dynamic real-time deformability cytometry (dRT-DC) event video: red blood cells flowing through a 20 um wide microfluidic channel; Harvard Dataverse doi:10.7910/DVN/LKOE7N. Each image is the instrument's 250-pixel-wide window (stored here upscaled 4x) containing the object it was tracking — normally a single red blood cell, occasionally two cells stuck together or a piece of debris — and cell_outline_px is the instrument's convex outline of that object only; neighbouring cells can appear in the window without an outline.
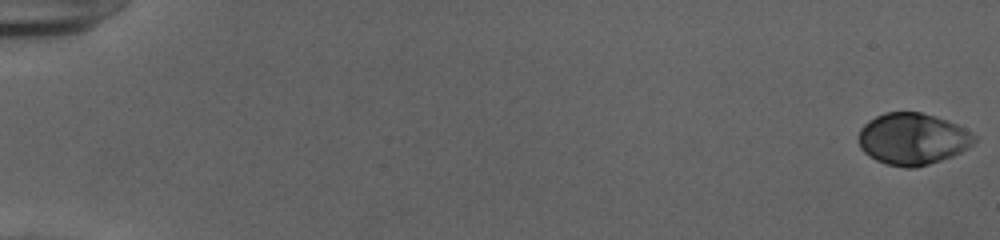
{"species": "human", "species_latin": "Homo sapiens", "temperature_condition": "cold", "stored_images_in_passage": 54, "camera_frame_rate_fps": 3000, "um_per_image_px": 0.085, "donor": {"sex": "female"}, "frame": {"image": 1, "passage_image": 1, "time_ms": 0.0, "image_size_px": [1000, 240], "cell_outline_px": [[976, 140], [968, 148], [952, 156], [916, 168], [908, 168], [888, 164], [876, 160], [868, 156], [860, 148], [860, 128], [868, 120], [884, 112], [920, 112], [956, 124], [964, 128], [976, 136]], "centroid_in_image_um": [77.56, 11.81], "position_along_channel_um": 7.4, "area_um2": 34.56}}
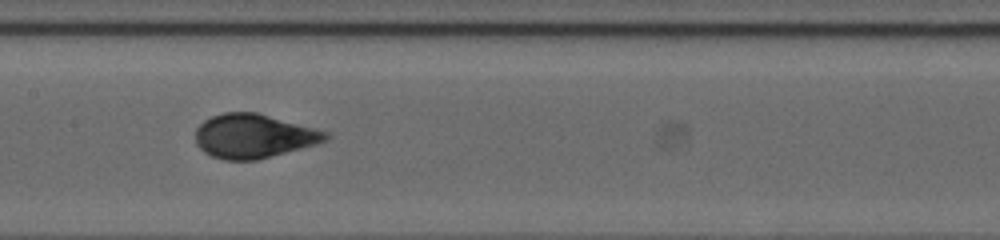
{"frame": {"image": 2, "passage_image": 29, "time_ms": 9.333, "image_size_px": [1000, 240], "cell_outline_px": [[332, 136], [328, 140], [316, 144], [256, 160], [224, 160], [212, 156], [204, 152], [196, 144], [196, 128], [204, 120], [212, 116], [224, 112], [256, 112], [316, 128], [328, 132]], "centroid_in_image_um": [21.57, 11.56], "position_along_channel_um": 185.8, "area_um2": 33.41}}
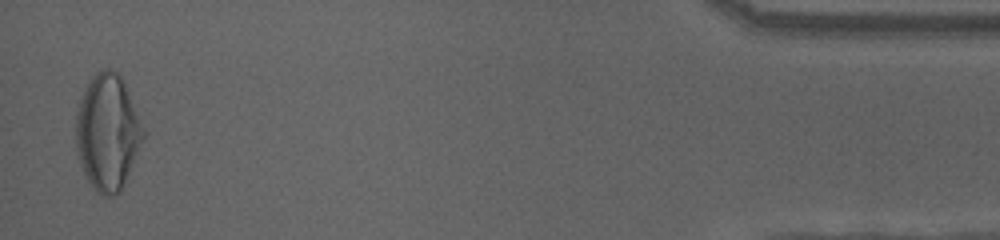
{"frame": {"image": 3, "passage_image": 53, "time_ms": 17.333, "image_size_px": [1000, 240], "cell_outline_px": [[144, 136], [120, 192], [112, 196], [100, 196], [92, 188], [84, 176], [76, 156], [76, 112], [84, 84], [96, 72], [104, 68], [108, 68], [116, 72], [124, 80], [144, 132]], "centroid_in_image_um": [9.08, 11.24], "position_along_channel_um": 426.1, "area_um2": 45.66}, "authors_computed_cell_mechanics": {"area_um2": 33.6685, "velocity_mm_per_s": 3.9357, "shape_relaxation_time_tau1_ms": 6.0776, "shape_relaxation_time_tau2_ms": null, "deformation_change_tau1": 0.2543, "deformation_change_tau2": null}}